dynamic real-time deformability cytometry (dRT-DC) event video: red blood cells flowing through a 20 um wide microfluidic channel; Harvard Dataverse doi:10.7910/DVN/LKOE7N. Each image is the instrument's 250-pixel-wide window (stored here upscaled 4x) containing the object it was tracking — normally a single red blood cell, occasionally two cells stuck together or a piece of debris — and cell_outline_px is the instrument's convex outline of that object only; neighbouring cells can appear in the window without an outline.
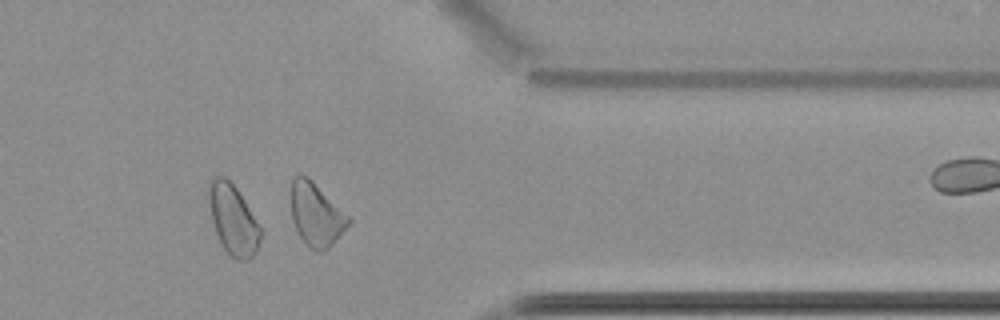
{"species": "common noctule bat (a hibernating species)", "species_latin": "Nyctalus noctula", "temperature_condition": "cold", "stored_images_in_passage": 41, "camera_frame_rate_fps": 3000, "um_per_image_px": 0.085, "animal": {"sex": "female", "body_mass_g": 22.7, "forearm_length_mm": 54.2}, "frame": {"image": 1, "passage_image": 30, "time_ms": 9.667, "image_size_px": [1000, 320], "cell_outline_px": [[352, 220], [332, 244], [328, 248], [320, 252], [316, 252], [308, 248], [300, 236], [292, 220], [292, 180], [296, 176], [308, 176], [352, 216]], "centroid_in_image_um": [26.92, 18.24], "position_along_channel_um": 384.5, "area_um2": 21.27}, "authors_computed_cell_mechanics": {"area_um2": 20.4612, "velocity_mm_per_s": 3.4773, "shape_relaxation_time_tau1_ms": null, "shape_relaxation_time_tau2_ms": 6.3037, "deformation_change_tau1": null, "deformation_change_tau2": 0.1119}}